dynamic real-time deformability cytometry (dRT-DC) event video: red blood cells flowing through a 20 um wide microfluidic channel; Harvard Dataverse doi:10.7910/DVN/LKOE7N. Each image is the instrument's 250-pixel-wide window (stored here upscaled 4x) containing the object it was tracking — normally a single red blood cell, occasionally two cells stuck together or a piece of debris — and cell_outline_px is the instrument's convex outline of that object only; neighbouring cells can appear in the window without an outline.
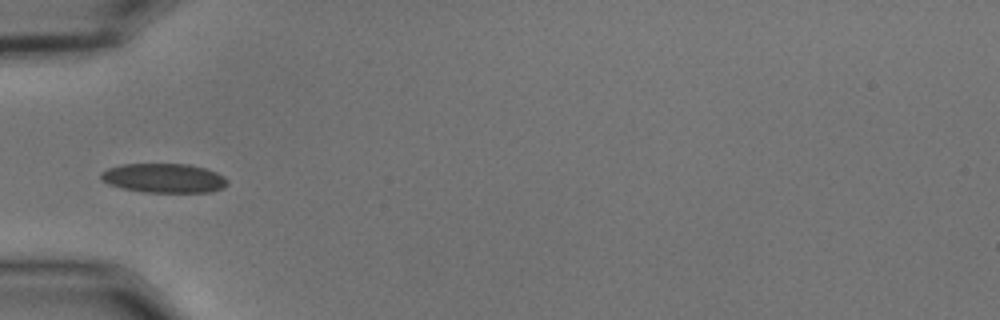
{"species": "common noctule bat (a hibernating species)", "species_latin": "Nyctalus noctula", "temperature_condition": "cold", "stored_images_in_passage": 6, "camera_frame_rate_fps": 3000, "um_per_image_px": 0.085, "animal": {"sex": "male", "body_mass_g": 15.6}, "frame": {"image": 1, "passage_image": 1, "time_ms": 0.0, "image_size_px": [1000, 320], "cell_outline_px": [[228, 184], [224, 188], [208, 192], [144, 192], [120, 188], [108, 184], [100, 180], [100, 172], [108, 168], [120, 164], [188, 164], [204, 168], [216, 172], [224, 176], [228, 180]], "centroid_in_image_um": [13.9, 15.14], "position_along_channel_um": 71.1, "area_um2": 21.79}}